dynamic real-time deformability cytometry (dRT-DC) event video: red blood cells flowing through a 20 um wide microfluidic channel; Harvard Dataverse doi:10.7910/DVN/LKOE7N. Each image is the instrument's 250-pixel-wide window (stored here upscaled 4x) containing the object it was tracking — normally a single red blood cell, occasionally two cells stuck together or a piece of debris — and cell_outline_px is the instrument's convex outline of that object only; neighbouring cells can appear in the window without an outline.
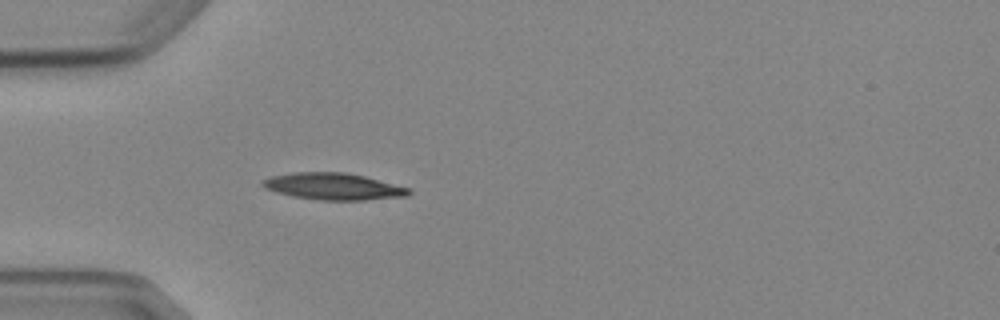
{"species": "Egyptian fruit bat (a non-hibernating species)", "species_latin": "Rousettus aegyptiacus", "temperature_condition": "cold", "stored_images_in_passage": 1, "camera_frame_rate_fps": 3000, "um_per_image_px": 0.085, "animal": {"sex": "female"}, "frame": {"image": 1, "passage_image": 1, "time_ms": 0.0, "image_size_px": [1000, 320], "cell_outline_px": [[412, 192], [408, 196], [364, 200], [320, 200], [292, 196], [276, 192], [264, 188], [260, 184], [264, 180], [272, 176], [292, 172], [344, 172], [364, 176], [412, 188]], "centroid_in_image_um": [28.37, 15.85], "position_along_channel_um": 56.6, "area_um2": 22.89}}